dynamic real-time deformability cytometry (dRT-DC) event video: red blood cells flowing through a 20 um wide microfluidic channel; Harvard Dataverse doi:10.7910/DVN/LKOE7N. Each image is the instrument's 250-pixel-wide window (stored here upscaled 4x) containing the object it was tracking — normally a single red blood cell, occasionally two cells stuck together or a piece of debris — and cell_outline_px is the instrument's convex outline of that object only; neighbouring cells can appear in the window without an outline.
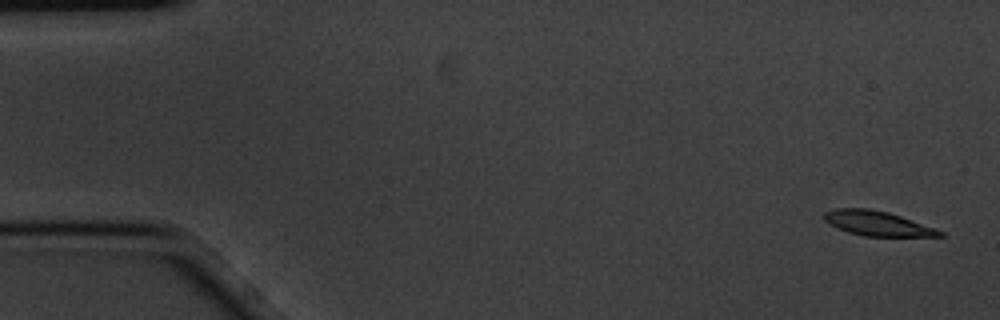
{"species": "common noctule bat (a hibernating species)", "species_latin": "Nyctalus noctula", "temperature_condition": "cold", "stored_images_in_passage": 6, "camera_frame_rate_fps": 3000, "um_per_image_px": 0.085, "animal": {"sex": "male", "body_mass_g": 20.1, "forearm_length_mm": 53.5}, "frame": {"image": 1, "passage_image": 1, "time_ms": 0.0, "image_size_px": [1000, 320], "cell_outline_px": [[944, 236], [864, 236], [848, 232], [824, 220], [824, 212], [836, 208], [868, 208], [888, 212], [900, 216], [944, 232]], "centroid_in_image_um": [74.55, 18.98], "position_along_channel_um": 10.4, "area_um2": 16.24}}